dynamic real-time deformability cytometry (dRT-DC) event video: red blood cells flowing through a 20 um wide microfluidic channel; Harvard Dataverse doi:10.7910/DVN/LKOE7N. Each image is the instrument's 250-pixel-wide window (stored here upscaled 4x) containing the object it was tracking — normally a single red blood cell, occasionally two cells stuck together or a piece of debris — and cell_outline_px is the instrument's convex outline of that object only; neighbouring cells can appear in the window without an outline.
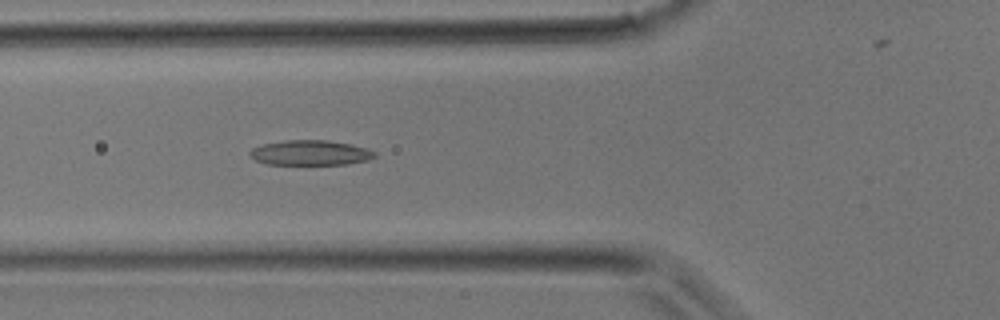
{"species": "common noctule bat (a hibernating species)", "species_latin": "Nyctalus noctula", "temperature_condition": "room temperature", "stored_images_in_passage": 30, "camera_frame_rate_fps": 3000, "um_per_image_px": 0.085, "animal": {"sex": "male", "body_mass_g": 17.9}, "frame": {"image": 1, "passage_image": 7, "time_ms": 2.0, "image_size_px": [1000, 320], "cell_outline_px": [[376, 156], [368, 160], [348, 164], [268, 164], [256, 160], [248, 152], [252, 148], [260, 144], [284, 140], [328, 140], [352, 144], [376, 152]], "centroid_in_image_um": [26.37, 12.97], "position_along_channel_um": 99.4, "area_um2": 18.21}}
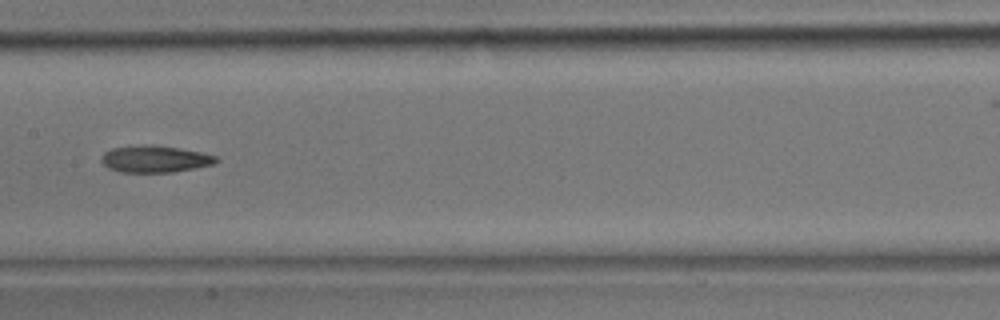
{"frame": {"image": 2, "passage_image": 12, "time_ms": 3.667, "image_size_px": [1000, 320], "cell_outline_px": [[220, 160], [212, 164], [172, 172], [120, 172], [108, 168], [100, 160], [100, 156], [104, 152], [112, 148], [152, 144], [180, 148], [200, 152], [216, 156]], "centroid_in_image_um": [13.13, 13.51], "position_along_channel_um": 194.3, "area_um2": 17.86}}
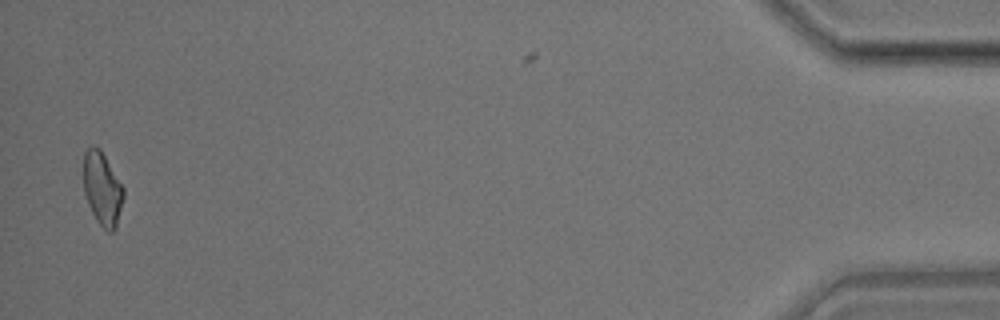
{"frame": {"image": 3, "passage_image": 29, "time_ms": 9.333, "image_size_px": [1000, 320], "cell_outline_px": [[124, 196], [116, 228], [112, 232], [108, 232], [96, 220], [88, 204], [84, 192], [84, 152], [92, 144], [100, 148], [124, 188]], "centroid_in_image_um": [8.7, 16.03], "position_along_channel_um": 426.5, "area_um2": 17.05}}